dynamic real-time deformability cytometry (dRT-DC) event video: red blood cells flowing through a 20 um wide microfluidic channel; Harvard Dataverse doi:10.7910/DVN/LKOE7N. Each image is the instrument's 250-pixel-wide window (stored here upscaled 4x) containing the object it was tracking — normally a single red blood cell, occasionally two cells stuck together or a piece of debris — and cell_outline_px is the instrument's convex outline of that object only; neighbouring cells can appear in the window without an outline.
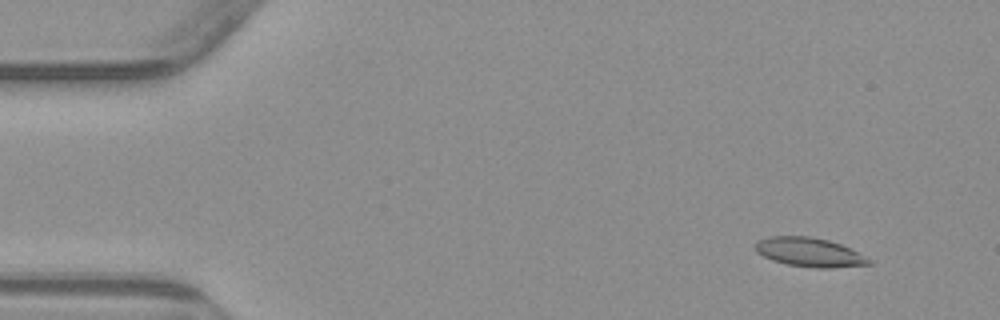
{"species": "common noctule bat (a hibernating species)", "species_latin": "Nyctalus noctula", "temperature_condition": "warm", "stored_images_in_passage": 5, "camera_frame_rate_fps": 3000, "um_per_image_px": 0.085, "animal": {"sex": "male", "body_mass_g": 23.1, "forearm_length_mm": 52.7}, "frame": {"image": 1, "passage_image": 2, "time_ms": 1.0, "image_size_px": [1000, 320], "cell_outline_px": [[872, 264], [832, 268], [812, 268], [788, 264], [772, 260], [756, 252], [752, 248], [756, 240], [768, 236], [808, 236], [828, 240], [840, 244], [872, 260]], "centroid_in_image_um": [68.73, 21.44], "position_along_channel_um": 16.3, "area_um2": 19.31}}
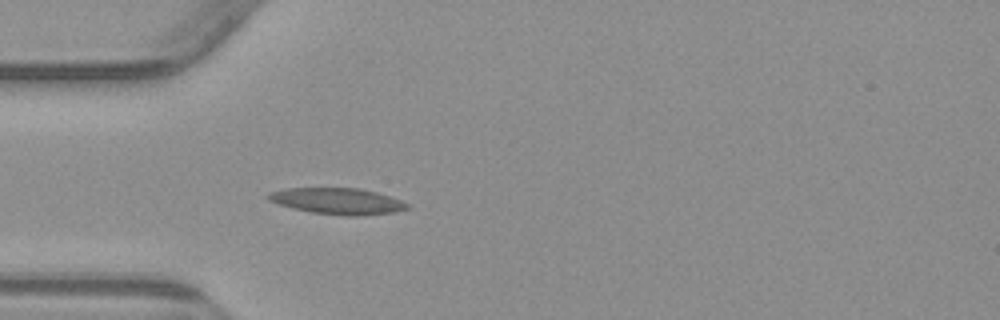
{"frame": {"image": 2, "passage_image": 5, "time_ms": 4.667, "image_size_px": [1000, 320], "cell_outline_px": [[408, 208], [396, 212], [356, 216], [348, 216], [312, 212], [280, 204], [268, 200], [264, 196], [272, 192], [288, 188], [360, 188], [376, 192], [400, 200], [408, 204]], "centroid_in_image_um": [28.7, 17.09], "position_along_channel_um": 56.3, "area_um2": 20.92}}